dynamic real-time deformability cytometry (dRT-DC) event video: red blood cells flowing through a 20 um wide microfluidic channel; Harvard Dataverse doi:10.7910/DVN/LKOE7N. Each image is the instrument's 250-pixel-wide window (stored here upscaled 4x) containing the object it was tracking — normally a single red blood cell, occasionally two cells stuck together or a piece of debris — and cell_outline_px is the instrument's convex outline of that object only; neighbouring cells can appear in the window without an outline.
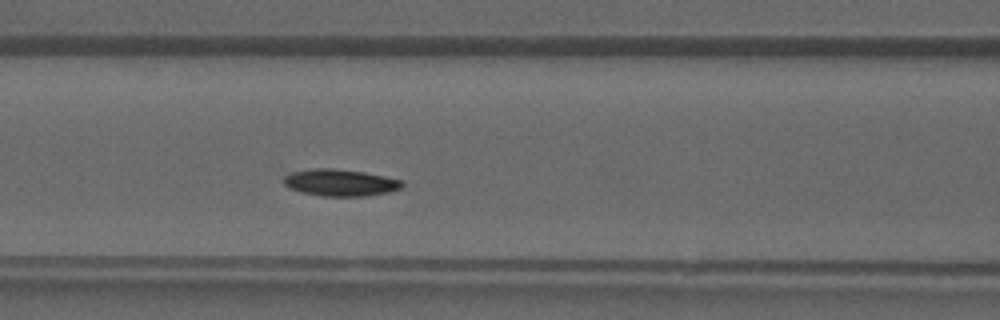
{"species": "common noctule bat (a hibernating species)", "species_latin": "Nyctalus noctula", "temperature_condition": "warm", "stored_images_in_passage": 33, "camera_frame_rate_fps": 3000, "um_per_image_px": 0.085, "animal": {"sex": "male", "forearm_length_mm": 52.5}, "frame": {"image": 1, "passage_image": 12, "time_ms": 3.667, "image_size_px": [1000, 320], "cell_outline_px": [[404, 184], [400, 188], [388, 192], [368, 196], [320, 196], [300, 192], [288, 188], [284, 184], [284, 176], [292, 172], [312, 168], [332, 168], [364, 172], [404, 180]], "centroid_in_image_um": [28.91, 15.52], "position_along_channel_um": 137.7, "area_um2": 18.67}}
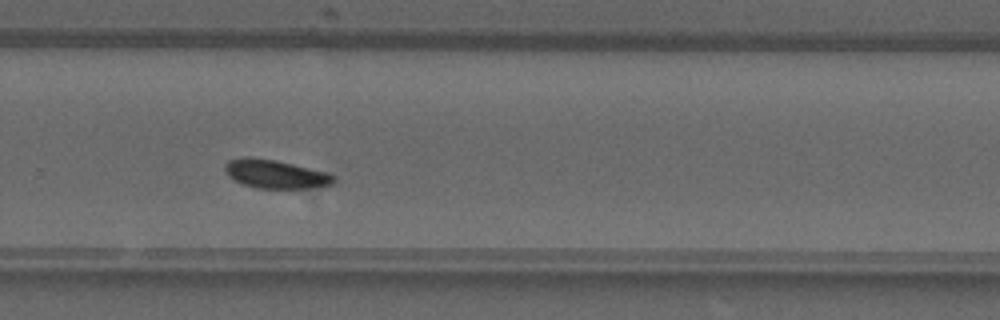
{"frame": {"image": 2, "passage_image": 22, "time_ms": 7.0, "image_size_px": [1000, 320], "cell_outline_px": [[336, 180], [332, 184], [324, 188], [260, 188], [244, 184], [236, 180], [224, 168], [228, 160], [244, 156], [248, 156], [276, 160], [328, 172], [336, 176]], "centroid_in_image_um": [23.52, 14.79], "position_along_channel_um": 306.3, "area_um2": 18.15}}
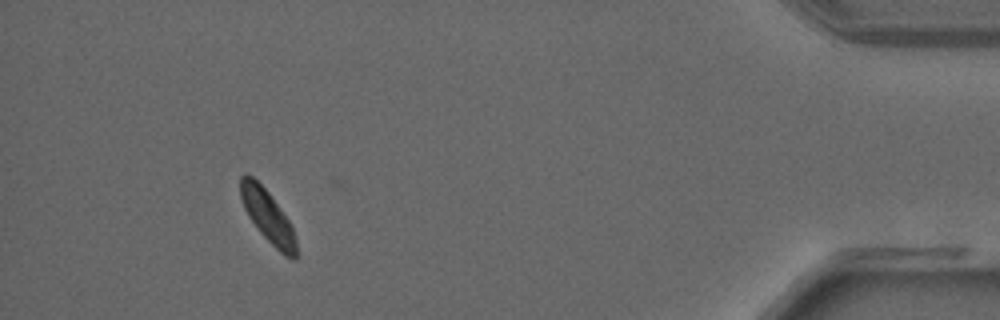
{"frame": {"image": 3, "passage_image": 32, "time_ms": 10.333, "image_size_px": [1000, 320], "cell_outline_px": [[296, 260], [292, 260], [284, 256], [260, 232], [248, 216], [244, 208], [240, 196], [240, 176], [244, 172], [248, 172], [268, 192], [292, 224], [296, 240]], "centroid_in_image_um": [22.75, 18.37], "position_along_channel_um": 412.4, "area_um2": 17.05}}